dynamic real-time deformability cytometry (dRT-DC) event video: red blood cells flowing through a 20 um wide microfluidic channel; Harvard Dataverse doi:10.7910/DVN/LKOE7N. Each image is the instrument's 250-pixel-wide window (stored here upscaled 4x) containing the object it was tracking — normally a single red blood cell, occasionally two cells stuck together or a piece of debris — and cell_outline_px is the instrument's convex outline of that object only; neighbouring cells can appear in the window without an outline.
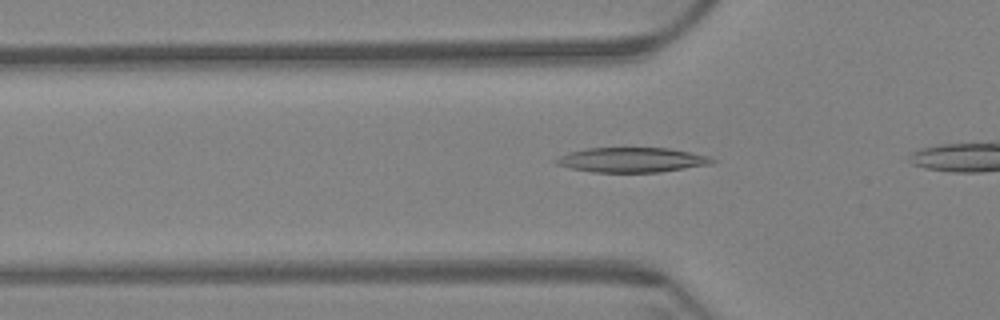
{"species": "Egyptian fruit bat (a non-hibernating species)", "species_latin": "Rousettus aegyptiacus", "temperature_condition": "warm", "stored_images_in_passage": 31, "camera_frame_rate_fps": 3000, "um_per_image_px": 0.085, "animal": {"sex": "female"}, "frame": {"image": 1, "passage_image": 6, "time_ms": 1.667, "image_size_px": [1000, 320], "cell_outline_px": [[716, 160], [712, 164], [660, 172], [592, 172], [572, 168], [556, 164], [552, 160], [568, 152], [584, 148], [668, 148], [708, 156]], "centroid_in_image_um": [53.67, 13.59], "position_along_channel_um": 72.1, "area_um2": 22.48}}
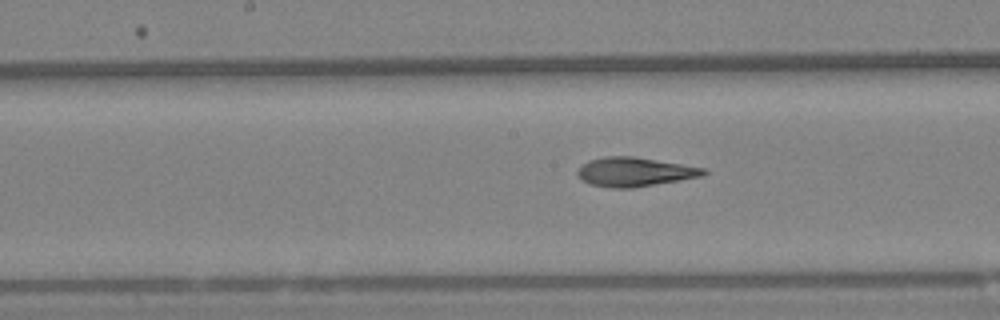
{"frame": {"image": 2, "passage_image": 17, "time_ms": 5.333, "image_size_px": [1000, 320], "cell_outline_px": [[708, 172], [704, 176], [632, 188], [612, 188], [592, 184], [576, 176], [576, 172], [588, 160], [604, 156], [636, 156], [704, 168]], "centroid_in_image_um": [53.95, 14.6], "position_along_channel_um": 194.2, "area_um2": 21.33}}
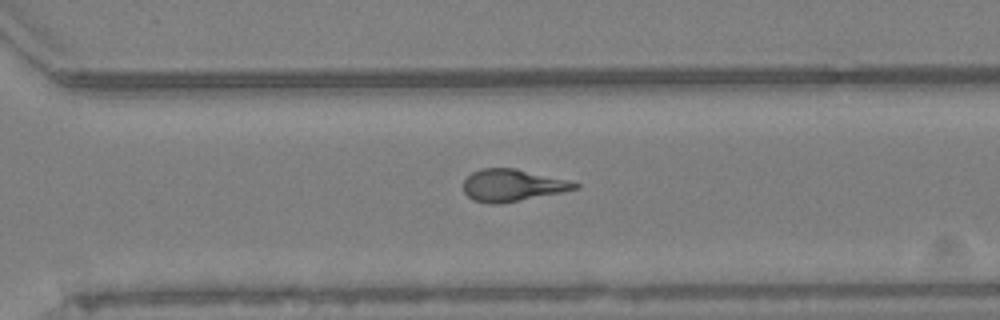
{"frame": {"image": 3, "passage_image": 29, "time_ms": 9.333, "image_size_px": [1000, 320], "cell_outline_px": [[580, 188], [500, 204], [488, 204], [472, 200], [464, 192], [464, 180], [472, 172], [480, 168], [512, 168], [568, 180], [580, 184]], "centroid_in_image_um": [43.51, 15.76], "position_along_channel_um": 327.1, "area_um2": 20.63}}